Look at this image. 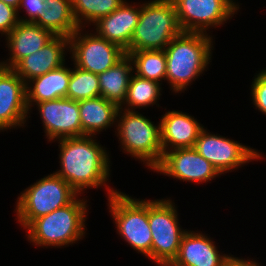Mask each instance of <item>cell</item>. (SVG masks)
<instances>
[{
	"mask_svg": "<svg viewBox=\"0 0 266 266\" xmlns=\"http://www.w3.org/2000/svg\"><path fill=\"white\" fill-rule=\"evenodd\" d=\"M93 137L84 135L57 140L61 169L54 173L79 195L86 189L105 186L109 197L117 192V189L113 190L107 185L111 175L110 156L106 148Z\"/></svg>",
	"mask_w": 266,
	"mask_h": 266,
	"instance_id": "1",
	"label": "cell"
},
{
	"mask_svg": "<svg viewBox=\"0 0 266 266\" xmlns=\"http://www.w3.org/2000/svg\"><path fill=\"white\" fill-rule=\"evenodd\" d=\"M212 35L182 32L165 48L166 81L173 93L184 92L192 81L200 77L210 64ZM199 76V77H198Z\"/></svg>",
	"mask_w": 266,
	"mask_h": 266,
	"instance_id": "2",
	"label": "cell"
},
{
	"mask_svg": "<svg viewBox=\"0 0 266 266\" xmlns=\"http://www.w3.org/2000/svg\"><path fill=\"white\" fill-rule=\"evenodd\" d=\"M77 197L65 207L34 219L25 229L26 237L34 246H72L83 240L86 233L87 200Z\"/></svg>",
	"mask_w": 266,
	"mask_h": 266,
	"instance_id": "3",
	"label": "cell"
},
{
	"mask_svg": "<svg viewBox=\"0 0 266 266\" xmlns=\"http://www.w3.org/2000/svg\"><path fill=\"white\" fill-rule=\"evenodd\" d=\"M148 2L141 4L138 24L125 52L165 50L168 44L183 32L171 0Z\"/></svg>",
	"mask_w": 266,
	"mask_h": 266,
	"instance_id": "4",
	"label": "cell"
},
{
	"mask_svg": "<svg viewBox=\"0 0 266 266\" xmlns=\"http://www.w3.org/2000/svg\"><path fill=\"white\" fill-rule=\"evenodd\" d=\"M117 137L124 153L140 160L153 170L161 161L163 149L160 140V123L154 124L138 111L119 108L116 119ZM157 125V126H156Z\"/></svg>",
	"mask_w": 266,
	"mask_h": 266,
	"instance_id": "5",
	"label": "cell"
},
{
	"mask_svg": "<svg viewBox=\"0 0 266 266\" xmlns=\"http://www.w3.org/2000/svg\"><path fill=\"white\" fill-rule=\"evenodd\" d=\"M78 196L64 179L52 173L20 193L15 207L16 217L25 229L34 219L67 206Z\"/></svg>",
	"mask_w": 266,
	"mask_h": 266,
	"instance_id": "6",
	"label": "cell"
},
{
	"mask_svg": "<svg viewBox=\"0 0 266 266\" xmlns=\"http://www.w3.org/2000/svg\"><path fill=\"white\" fill-rule=\"evenodd\" d=\"M108 202L117 234L137 253L151 260L152 235L148 221V200L135 199L117 191L108 197Z\"/></svg>",
	"mask_w": 266,
	"mask_h": 266,
	"instance_id": "7",
	"label": "cell"
},
{
	"mask_svg": "<svg viewBox=\"0 0 266 266\" xmlns=\"http://www.w3.org/2000/svg\"><path fill=\"white\" fill-rule=\"evenodd\" d=\"M148 221L152 235L151 261L169 266L178 254L186 229L180 228L177 206L168 199L148 200Z\"/></svg>",
	"mask_w": 266,
	"mask_h": 266,
	"instance_id": "8",
	"label": "cell"
},
{
	"mask_svg": "<svg viewBox=\"0 0 266 266\" xmlns=\"http://www.w3.org/2000/svg\"><path fill=\"white\" fill-rule=\"evenodd\" d=\"M78 28L69 37V52L73 66L94 74H100L113 67L125 55L119 45L107 41L96 33H84Z\"/></svg>",
	"mask_w": 266,
	"mask_h": 266,
	"instance_id": "9",
	"label": "cell"
},
{
	"mask_svg": "<svg viewBox=\"0 0 266 266\" xmlns=\"http://www.w3.org/2000/svg\"><path fill=\"white\" fill-rule=\"evenodd\" d=\"M183 32L204 33L227 23L239 10L234 0H171Z\"/></svg>",
	"mask_w": 266,
	"mask_h": 266,
	"instance_id": "10",
	"label": "cell"
},
{
	"mask_svg": "<svg viewBox=\"0 0 266 266\" xmlns=\"http://www.w3.org/2000/svg\"><path fill=\"white\" fill-rule=\"evenodd\" d=\"M194 149L209 161L221 175L264 157L262 153L260 154L250 146H244L233 139L209 133L205 127L201 130Z\"/></svg>",
	"mask_w": 266,
	"mask_h": 266,
	"instance_id": "11",
	"label": "cell"
},
{
	"mask_svg": "<svg viewBox=\"0 0 266 266\" xmlns=\"http://www.w3.org/2000/svg\"><path fill=\"white\" fill-rule=\"evenodd\" d=\"M153 171L180 181H212L221 175L217 169L193 148H177L163 153Z\"/></svg>",
	"mask_w": 266,
	"mask_h": 266,
	"instance_id": "12",
	"label": "cell"
},
{
	"mask_svg": "<svg viewBox=\"0 0 266 266\" xmlns=\"http://www.w3.org/2000/svg\"><path fill=\"white\" fill-rule=\"evenodd\" d=\"M35 105L42 119L48 142L82 136L79 101L59 98Z\"/></svg>",
	"mask_w": 266,
	"mask_h": 266,
	"instance_id": "13",
	"label": "cell"
},
{
	"mask_svg": "<svg viewBox=\"0 0 266 266\" xmlns=\"http://www.w3.org/2000/svg\"><path fill=\"white\" fill-rule=\"evenodd\" d=\"M29 113L26 83L12 68L0 65V132L25 126Z\"/></svg>",
	"mask_w": 266,
	"mask_h": 266,
	"instance_id": "14",
	"label": "cell"
},
{
	"mask_svg": "<svg viewBox=\"0 0 266 266\" xmlns=\"http://www.w3.org/2000/svg\"><path fill=\"white\" fill-rule=\"evenodd\" d=\"M211 237L199 231H186L178 254L169 266H223L232 255L220 254Z\"/></svg>",
	"mask_w": 266,
	"mask_h": 266,
	"instance_id": "15",
	"label": "cell"
},
{
	"mask_svg": "<svg viewBox=\"0 0 266 266\" xmlns=\"http://www.w3.org/2000/svg\"><path fill=\"white\" fill-rule=\"evenodd\" d=\"M65 50L69 52V38L54 36L43 48L21 59L12 69L27 83L66 64Z\"/></svg>",
	"mask_w": 266,
	"mask_h": 266,
	"instance_id": "16",
	"label": "cell"
},
{
	"mask_svg": "<svg viewBox=\"0 0 266 266\" xmlns=\"http://www.w3.org/2000/svg\"><path fill=\"white\" fill-rule=\"evenodd\" d=\"M159 123L163 153L177 148H193L204 128L194 116L176 110L162 115Z\"/></svg>",
	"mask_w": 266,
	"mask_h": 266,
	"instance_id": "17",
	"label": "cell"
},
{
	"mask_svg": "<svg viewBox=\"0 0 266 266\" xmlns=\"http://www.w3.org/2000/svg\"><path fill=\"white\" fill-rule=\"evenodd\" d=\"M54 35L33 22L20 21L6 36L9 58L0 65L13 68L21 59L39 51Z\"/></svg>",
	"mask_w": 266,
	"mask_h": 266,
	"instance_id": "18",
	"label": "cell"
},
{
	"mask_svg": "<svg viewBox=\"0 0 266 266\" xmlns=\"http://www.w3.org/2000/svg\"><path fill=\"white\" fill-rule=\"evenodd\" d=\"M140 9L141 4L138 3L137 7V4L131 5L125 0L115 11L94 23L96 34L126 50L138 24Z\"/></svg>",
	"mask_w": 266,
	"mask_h": 266,
	"instance_id": "19",
	"label": "cell"
},
{
	"mask_svg": "<svg viewBox=\"0 0 266 266\" xmlns=\"http://www.w3.org/2000/svg\"><path fill=\"white\" fill-rule=\"evenodd\" d=\"M71 77V68L62 66L26 83L27 107L32 110L36 103L67 98L68 84Z\"/></svg>",
	"mask_w": 266,
	"mask_h": 266,
	"instance_id": "20",
	"label": "cell"
},
{
	"mask_svg": "<svg viewBox=\"0 0 266 266\" xmlns=\"http://www.w3.org/2000/svg\"><path fill=\"white\" fill-rule=\"evenodd\" d=\"M119 106L103 97L79 101L82 136H96L98 132L116 125Z\"/></svg>",
	"mask_w": 266,
	"mask_h": 266,
	"instance_id": "21",
	"label": "cell"
},
{
	"mask_svg": "<svg viewBox=\"0 0 266 266\" xmlns=\"http://www.w3.org/2000/svg\"><path fill=\"white\" fill-rule=\"evenodd\" d=\"M54 36L69 38L78 28L71 0H44L39 18L34 22Z\"/></svg>",
	"mask_w": 266,
	"mask_h": 266,
	"instance_id": "22",
	"label": "cell"
},
{
	"mask_svg": "<svg viewBox=\"0 0 266 266\" xmlns=\"http://www.w3.org/2000/svg\"><path fill=\"white\" fill-rule=\"evenodd\" d=\"M132 73L133 62L126 54L113 67L98 74L100 96L120 107L126 99Z\"/></svg>",
	"mask_w": 266,
	"mask_h": 266,
	"instance_id": "23",
	"label": "cell"
},
{
	"mask_svg": "<svg viewBox=\"0 0 266 266\" xmlns=\"http://www.w3.org/2000/svg\"><path fill=\"white\" fill-rule=\"evenodd\" d=\"M162 92L161 84L156 81L148 80L132 74L127 90V96L121 109L135 111L136 109L147 108L148 106L158 105ZM124 105V108L122 107ZM131 108V109H130Z\"/></svg>",
	"mask_w": 266,
	"mask_h": 266,
	"instance_id": "24",
	"label": "cell"
},
{
	"mask_svg": "<svg viewBox=\"0 0 266 266\" xmlns=\"http://www.w3.org/2000/svg\"><path fill=\"white\" fill-rule=\"evenodd\" d=\"M133 62L137 76L162 84L166 80V54L164 50H138L125 52Z\"/></svg>",
	"mask_w": 266,
	"mask_h": 266,
	"instance_id": "25",
	"label": "cell"
},
{
	"mask_svg": "<svg viewBox=\"0 0 266 266\" xmlns=\"http://www.w3.org/2000/svg\"><path fill=\"white\" fill-rule=\"evenodd\" d=\"M124 1L125 0H71L72 12L79 28H84L87 27L85 25L94 24L101 18L115 11Z\"/></svg>",
	"mask_w": 266,
	"mask_h": 266,
	"instance_id": "26",
	"label": "cell"
},
{
	"mask_svg": "<svg viewBox=\"0 0 266 266\" xmlns=\"http://www.w3.org/2000/svg\"><path fill=\"white\" fill-rule=\"evenodd\" d=\"M100 97L99 78L97 74L77 66L71 69L67 98L81 101Z\"/></svg>",
	"mask_w": 266,
	"mask_h": 266,
	"instance_id": "27",
	"label": "cell"
},
{
	"mask_svg": "<svg viewBox=\"0 0 266 266\" xmlns=\"http://www.w3.org/2000/svg\"><path fill=\"white\" fill-rule=\"evenodd\" d=\"M250 93L255 108L266 115V68L255 75Z\"/></svg>",
	"mask_w": 266,
	"mask_h": 266,
	"instance_id": "28",
	"label": "cell"
},
{
	"mask_svg": "<svg viewBox=\"0 0 266 266\" xmlns=\"http://www.w3.org/2000/svg\"><path fill=\"white\" fill-rule=\"evenodd\" d=\"M19 22L17 9L0 1V34L6 37Z\"/></svg>",
	"mask_w": 266,
	"mask_h": 266,
	"instance_id": "29",
	"label": "cell"
},
{
	"mask_svg": "<svg viewBox=\"0 0 266 266\" xmlns=\"http://www.w3.org/2000/svg\"><path fill=\"white\" fill-rule=\"evenodd\" d=\"M43 2L44 0H21L19 9L17 10L19 21L34 23L39 18ZM22 8L25 10L28 17L25 16L22 18L19 15V11L22 10Z\"/></svg>",
	"mask_w": 266,
	"mask_h": 266,
	"instance_id": "30",
	"label": "cell"
},
{
	"mask_svg": "<svg viewBox=\"0 0 266 266\" xmlns=\"http://www.w3.org/2000/svg\"><path fill=\"white\" fill-rule=\"evenodd\" d=\"M260 263L256 261H252L250 259H242L238 257H233V255L229 258V260L223 266H261Z\"/></svg>",
	"mask_w": 266,
	"mask_h": 266,
	"instance_id": "31",
	"label": "cell"
},
{
	"mask_svg": "<svg viewBox=\"0 0 266 266\" xmlns=\"http://www.w3.org/2000/svg\"><path fill=\"white\" fill-rule=\"evenodd\" d=\"M0 1H3L5 4L10 5L17 10L19 9V5L21 2V0H0Z\"/></svg>",
	"mask_w": 266,
	"mask_h": 266,
	"instance_id": "32",
	"label": "cell"
}]
</instances>
